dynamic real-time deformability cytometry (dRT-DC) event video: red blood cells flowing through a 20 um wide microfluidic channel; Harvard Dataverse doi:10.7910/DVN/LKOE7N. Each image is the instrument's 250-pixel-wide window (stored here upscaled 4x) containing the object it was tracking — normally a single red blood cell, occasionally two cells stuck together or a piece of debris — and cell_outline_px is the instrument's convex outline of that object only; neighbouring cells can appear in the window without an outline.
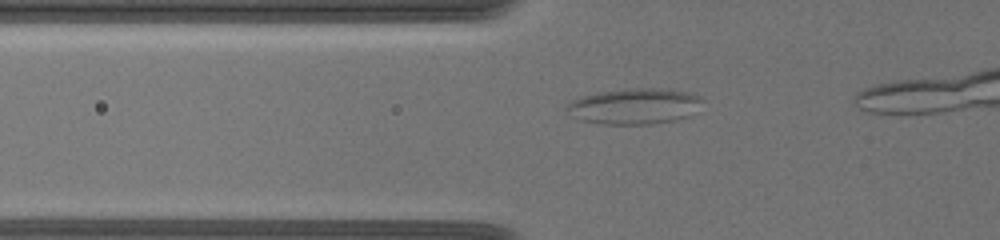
{"species": "common noctule bat (a hibernating species)", "species_latin": "Nyctalus noctula", "temperature_condition": "warm", "stored_images_in_passage": 12, "camera_frame_rate_fps": 3000, "um_per_image_px": 0.085, "animal": {"sex": "female", "body_mass_g": 19.5, "forearm_length_mm": 54.1}, "frame": {"image": 1, "passage_image": 9, "time_ms": 3.333, "image_size_px": [1000, 240], "cell_outline_px": [[704, 100], [692, 116], [676, 120], [652, 124], [600, 124], [580, 120], [572, 116], [564, 108], [564, 104], [580, 96], [600, 92], [628, 88], [660, 88], [688, 92], [700, 96]], "centroid_in_image_um": [53.92, 9.03], "position_along_channel_um": 71.9, "area_um2": 28.78}}